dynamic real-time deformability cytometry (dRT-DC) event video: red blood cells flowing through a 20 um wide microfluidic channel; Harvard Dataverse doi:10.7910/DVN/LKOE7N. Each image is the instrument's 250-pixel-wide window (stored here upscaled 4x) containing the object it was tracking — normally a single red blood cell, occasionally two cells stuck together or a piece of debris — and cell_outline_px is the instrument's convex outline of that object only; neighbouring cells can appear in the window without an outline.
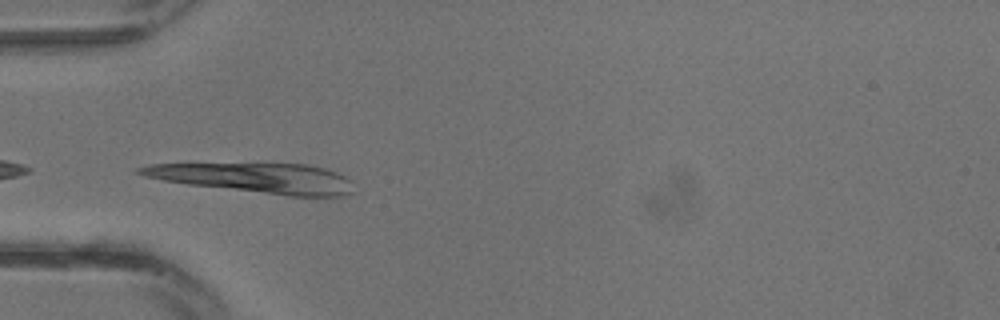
{"species": "common noctule bat (a hibernating species)", "species_latin": "Nyctalus noctula", "temperature_condition": "warm", "stored_images_in_passage": 4, "camera_frame_rate_fps": 3000, "um_per_image_px": 0.085, "animal": {"sex": "male", "body_mass_g": 13.3}, "frame": {"image": 1, "passage_image": 1, "time_ms": 0.0, "image_size_px": [1000, 320], "cell_outline_px": [[356, 192], [344, 196], [288, 196], [188, 184], [164, 180], [144, 176], [136, 172], [136, 168], [148, 164], [308, 164], [324, 168], [336, 172], [344, 176], [348, 180]], "centroid_in_image_um": [21.75, 15.13], "position_along_channel_um": 63.3, "area_um2": 36.88}}